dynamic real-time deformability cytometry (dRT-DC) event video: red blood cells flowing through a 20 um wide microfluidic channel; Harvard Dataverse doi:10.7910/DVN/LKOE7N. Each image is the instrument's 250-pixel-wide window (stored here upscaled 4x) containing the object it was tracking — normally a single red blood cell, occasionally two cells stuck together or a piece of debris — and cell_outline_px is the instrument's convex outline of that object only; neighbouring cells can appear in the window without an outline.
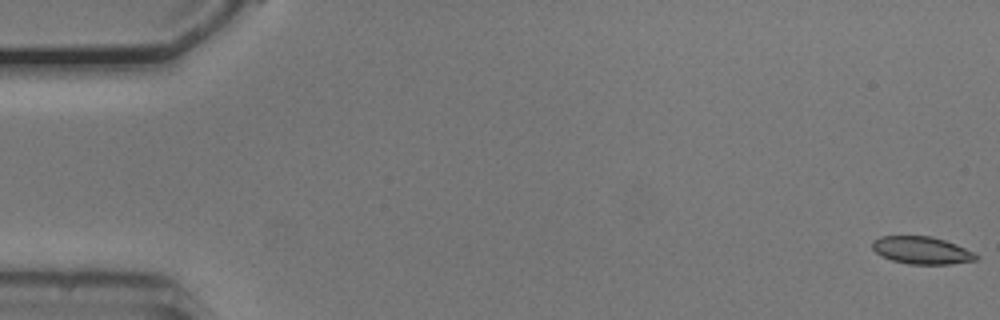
{"species": "common noctule bat (a hibernating species)", "species_latin": "Nyctalus noctula", "temperature_condition": "cold", "stored_images_in_passage": 11, "camera_frame_rate_fps": 3000, "um_per_image_px": 0.085, "animal": {"sex": "male", "body_mass_g": 20.5, "forearm_length_mm": 52.5}, "frame": {"image": 1, "passage_image": 1, "time_ms": 0.0, "image_size_px": [1000, 320], "cell_outline_px": [[980, 256], [976, 260], [948, 264], [908, 264], [892, 260], [876, 252], [872, 248], [872, 240], [880, 236], [932, 236], [956, 244]], "centroid_in_image_um": [78.33, 21.27], "position_along_channel_um": 6.7, "area_um2": 16.47}}